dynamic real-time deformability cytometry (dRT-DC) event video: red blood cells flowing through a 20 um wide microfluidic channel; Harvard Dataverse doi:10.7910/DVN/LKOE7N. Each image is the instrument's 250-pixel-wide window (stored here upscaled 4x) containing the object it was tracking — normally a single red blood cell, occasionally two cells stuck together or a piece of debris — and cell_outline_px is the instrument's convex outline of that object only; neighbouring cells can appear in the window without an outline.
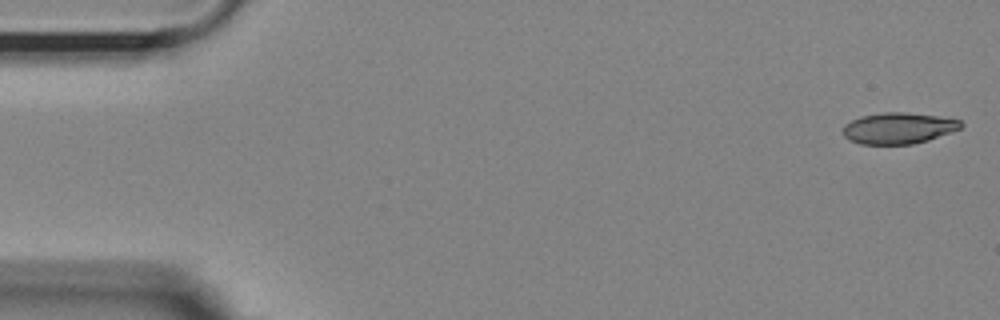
{"species": "Egyptian fruit bat (a non-hibernating species)", "species_latin": "Rousettus aegyptiacus", "temperature_condition": "room temperature", "stored_images_in_passage": 54, "camera_frame_rate_fps": 3000, "um_per_image_px": 0.085, "animal": {"sex": "female"}, "frame": {"image": 1, "passage_image": 1, "time_ms": 0.0, "image_size_px": [1000, 320], "cell_outline_px": [[964, 124], [960, 128], [928, 140], [912, 144], [860, 144], [848, 140], [844, 136], [844, 124], [860, 116], [880, 112], [904, 112], [936, 116], [960, 120]], "centroid_in_image_um": [76.33, 10.89], "position_along_channel_um": 8.7, "area_um2": 21.33}}
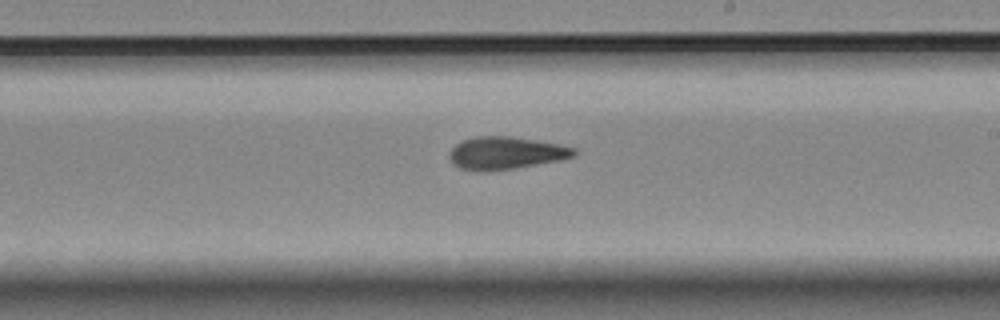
{"frame": {"image": 2, "passage_image": 31, "time_ms": 10.0, "image_size_px": [1000, 320], "cell_outline_px": [[576, 156], [560, 160], [512, 168], [484, 172], [476, 172], [460, 168], [452, 164], [448, 156], [448, 152], [460, 140], [476, 136], [508, 136], [536, 140], [560, 144], [576, 148]], "centroid_in_image_um": [42.95, 13.01], "position_along_channel_um": 246.1, "area_um2": 23.87}}
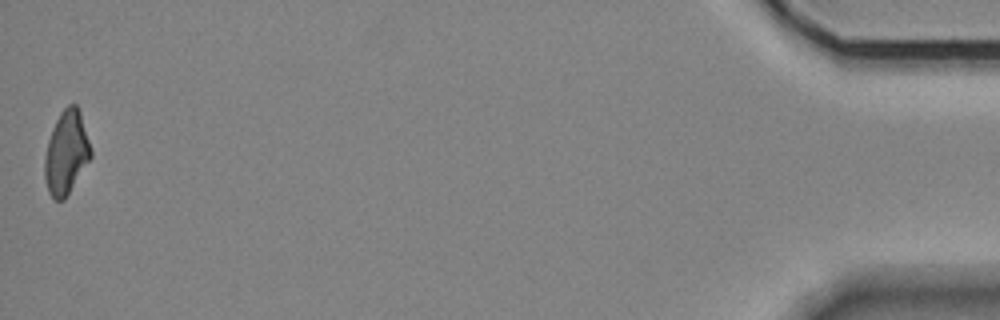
{"frame": {"image": 3, "passage_image": 54, "time_ms": 17.667, "image_size_px": [1000, 320], "cell_outline_px": [[92, 156], [64, 200], [56, 200], [48, 192], [44, 176], [44, 160], [48, 140], [52, 128], [60, 112], [68, 104], [76, 104], [80, 112], [92, 148]], "centroid_in_image_um": [5.64, 12.96], "position_along_channel_um": 429.6, "area_um2": 22.43}, "authors_computed_cell_mechanics": {"area_um2": 23.0622, "velocity_mm_per_s": 3.6292, "shape_relaxation_time_tau1_ms": null, "shape_relaxation_time_tau2_ms": 6.7989, "deformation_change_tau1": null, "deformation_change_tau2": 0.1476}}